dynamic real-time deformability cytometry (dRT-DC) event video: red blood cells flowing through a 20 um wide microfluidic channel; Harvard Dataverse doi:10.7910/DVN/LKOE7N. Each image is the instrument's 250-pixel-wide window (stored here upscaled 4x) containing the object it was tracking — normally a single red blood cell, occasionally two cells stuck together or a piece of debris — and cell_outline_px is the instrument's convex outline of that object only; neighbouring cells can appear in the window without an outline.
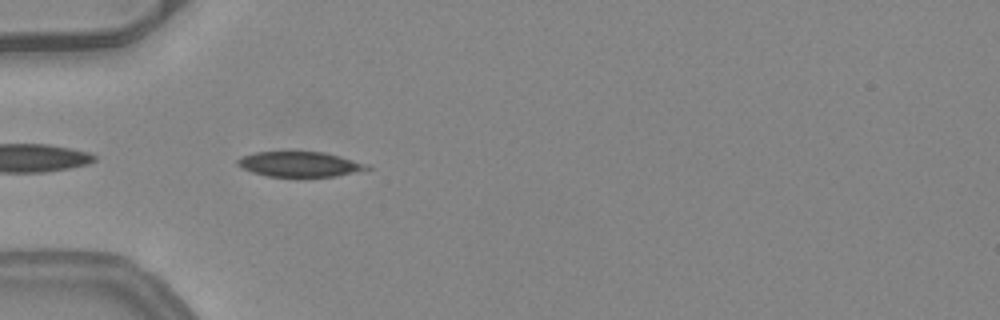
{"species": "common noctule bat (a hibernating species)", "species_latin": "Nyctalus noctula", "temperature_condition": "warm", "stored_images_in_passage": 15, "camera_frame_rate_fps": 3000, "um_per_image_px": 0.085, "animal": {"sex": "female", "body_mass_g": 24.6, "forearm_length_mm": 56.2}, "frame": {"image": 1, "passage_image": 2, "time_ms": 0.333, "image_size_px": [1000, 320], "cell_outline_px": [[372, 168], [336, 176], [268, 176], [252, 172], [236, 164], [236, 160], [240, 156], [256, 152], [324, 152], [372, 164]], "centroid_in_image_um": [25.51, 13.95], "position_along_channel_um": 59.5, "area_um2": 18.9}}